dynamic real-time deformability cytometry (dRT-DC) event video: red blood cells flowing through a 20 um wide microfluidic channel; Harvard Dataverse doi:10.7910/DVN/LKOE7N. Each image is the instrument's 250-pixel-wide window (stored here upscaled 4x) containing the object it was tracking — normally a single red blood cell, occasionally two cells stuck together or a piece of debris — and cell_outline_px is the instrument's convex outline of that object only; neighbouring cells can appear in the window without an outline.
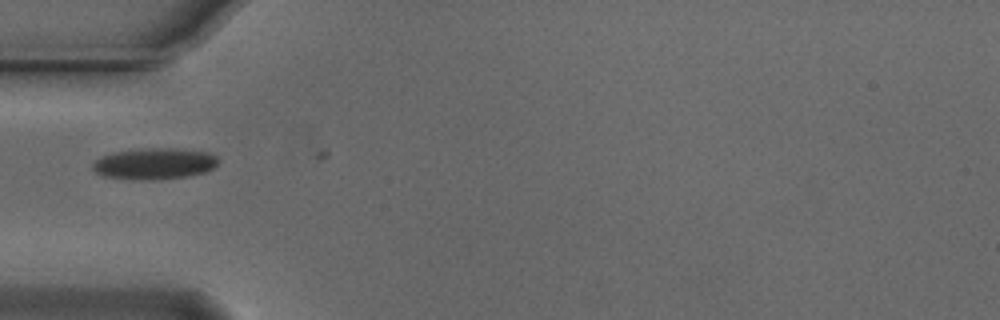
{"species": "Egyptian fruit bat (a non-hibernating species)", "species_latin": "Rousettus aegyptiacus", "temperature_condition": "cold", "stored_images_in_passage": 4, "camera_frame_rate_fps": 3000, "um_per_image_px": 0.085, "animal": {"sex": "male"}, "frame": {"image": 1, "passage_image": 3, "time_ms": 0.667, "image_size_px": [1000, 320], "cell_outline_px": [[216, 164], [212, 168], [204, 172], [188, 176], [160, 180], [148, 180], [104, 176], [96, 172], [92, 168], [92, 164], [100, 156], [112, 152], [148, 148], [176, 148], [204, 152], [216, 156]], "centroid_in_image_um": [13.09, 13.91], "position_along_channel_um": 71.9, "area_um2": 22.66}}